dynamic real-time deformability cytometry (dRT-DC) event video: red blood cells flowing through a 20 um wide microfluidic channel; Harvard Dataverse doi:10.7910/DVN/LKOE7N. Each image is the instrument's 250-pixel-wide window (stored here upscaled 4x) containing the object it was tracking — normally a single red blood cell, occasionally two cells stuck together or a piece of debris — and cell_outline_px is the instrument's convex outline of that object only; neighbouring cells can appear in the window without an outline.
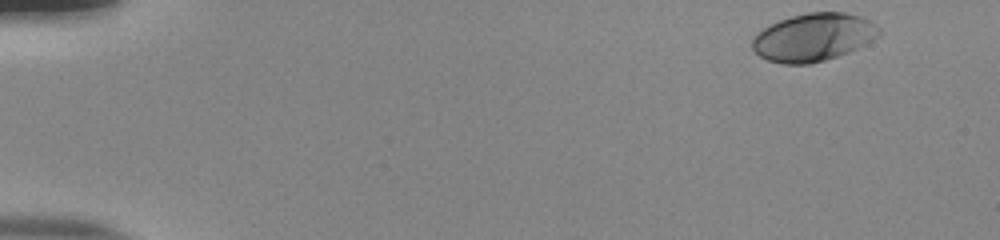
{"species": "human", "species_latin": "Homo sapiens", "temperature_condition": "room temperature", "stored_images_in_passage": 51, "camera_frame_rate_fps": 3000, "um_per_image_px": 0.085, "donor": {"sex": "male"}, "frame": {"image": 1, "passage_image": 1, "time_ms": 0.0, "image_size_px": [1000, 240], "cell_outline_px": [[880, 36], [848, 52], [824, 60], [808, 64], [784, 64], [768, 60], [760, 56], [752, 48], [752, 36], [756, 32], [768, 24], [792, 16], [808, 12], [844, 12], [864, 16], [872, 20], [880, 28]], "centroid_in_image_um": [69.14, 3.14], "position_along_channel_um": 15.9, "area_um2": 35.6}}
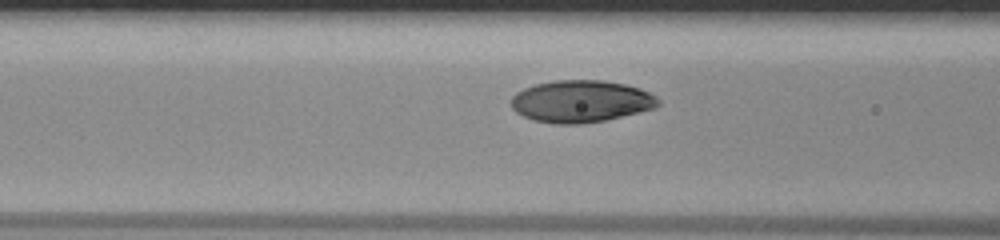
{"frame": {"image": 2, "passage_image": 20, "time_ms": 6.333, "image_size_px": [1000, 240], "cell_outline_px": [[660, 104], [656, 108], [604, 120], [580, 124], [556, 124], [532, 120], [516, 112], [512, 108], [512, 96], [516, 92], [524, 88], [536, 84], [556, 80], [604, 80], [624, 84], [640, 88], [656, 96], [660, 100]], "centroid_in_image_um": [49.39, 8.61], "position_along_channel_um": 117.2, "area_um2": 36.07}}
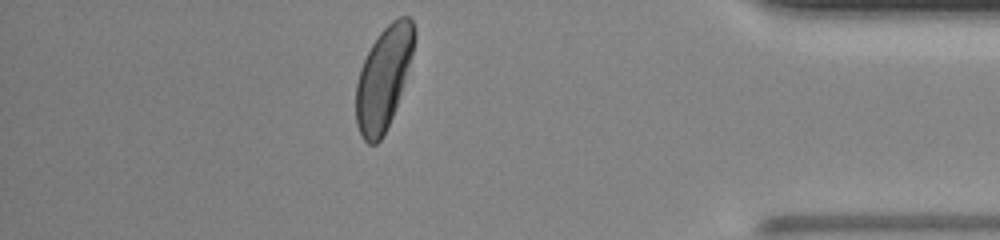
{"frame": {"image": 3, "passage_image": 45, "time_ms": 14.667, "image_size_px": [1000, 240], "cell_outline_px": [[416, 36], [412, 56], [392, 116], [380, 140], [376, 144], [368, 144], [360, 136], [356, 124], [356, 84], [360, 68], [372, 44], [380, 32], [392, 20], [400, 16], [412, 16], [416, 28]], "centroid_in_image_um": [32.6, 6.59], "position_along_channel_um": 402.6, "area_um2": 34.56}, "authors_computed_cell_mechanics": {"area_um2": 35.547, "velocity_mm_per_s": 3.7996, "shape_relaxation_time_tau1_ms": 2.6894, "shape_relaxation_time_tau2_ms": null, "deformation_change_tau1": 0.1737, "deformation_change_tau2": null}}